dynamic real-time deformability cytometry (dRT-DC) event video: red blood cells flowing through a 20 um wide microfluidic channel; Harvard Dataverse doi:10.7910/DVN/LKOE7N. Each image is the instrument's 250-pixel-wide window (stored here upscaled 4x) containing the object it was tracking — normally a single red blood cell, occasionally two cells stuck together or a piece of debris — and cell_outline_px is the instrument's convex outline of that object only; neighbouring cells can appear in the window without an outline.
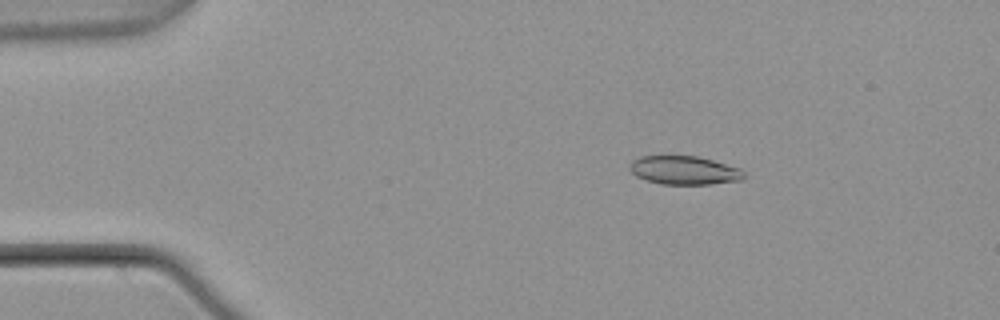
{"species": "common noctule bat (a hibernating species)", "species_latin": "Nyctalus noctula", "temperature_condition": "warm", "stored_images_in_passage": 4, "camera_frame_rate_fps": 3000, "um_per_image_px": 0.085, "animal": {"sex": "male", "body_mass_g": 21.5, "forearm_length_mm": 52.0}, "frame": {"image": 1, "passage_image": 1, "time_ms": 0.0, "image_size_px": [1000, 320], "cell_outline_px": [[744, 176], [740, 180], [708, 184], [660, 184], [636, 176], [628, 168], [632, 160], [640, 156], [696, 156], [712, 160], [740, 168], [744, 172]], "centroid_in_image_um": [58.13, 14.47], "position_along_channel_um": 26.9, "area_um2": 18.84}}
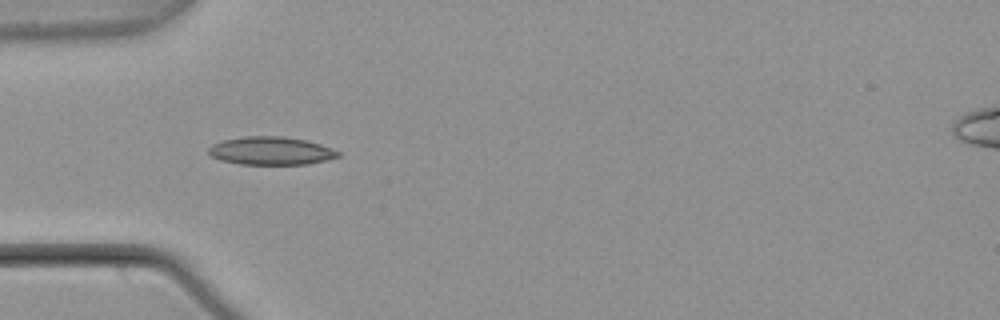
{"frame": {"image": 2, "passage_image": 3, "time_ms": 0.667, "image_size_px": [1000, 320], "cell_outline_px": [[340, 156], [308, 164], [240, 164], [220, 160], [212, 156], [208, 152], [208, 148], [212, 144], [224, 140], [244, 136], [280, 136], [308, 140], [332, 148], [340, 152]], "centroid_in_image_um": [23.03, 12.81], "position_along_channel_um": 62.0, "area_um2": 21.15}}
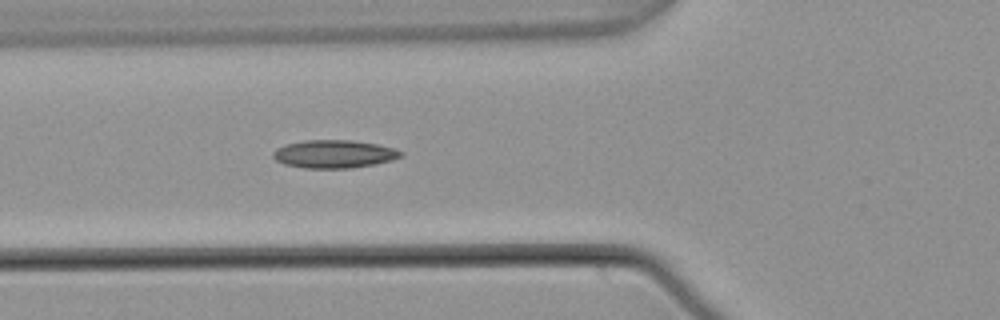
{"frame": {"image": 3, "passage_image": 4, "time_ms": 1.0, "image_size_px": [1000, 320], "cell_outline_px": [[404, 152], [400, 156], [392, 160], [376, 164], [352, 168], [304, 168], [284, 164], [276, 160], [272, 156], [272, 152], [276, 148], [284, 144], [304, 140], [352, 140], [376, 144], [392, 148]], "centroid_in_image_um": [28.35, 13.09], "position_along_channel_um": 97.4, "area_um2": 20.92}}